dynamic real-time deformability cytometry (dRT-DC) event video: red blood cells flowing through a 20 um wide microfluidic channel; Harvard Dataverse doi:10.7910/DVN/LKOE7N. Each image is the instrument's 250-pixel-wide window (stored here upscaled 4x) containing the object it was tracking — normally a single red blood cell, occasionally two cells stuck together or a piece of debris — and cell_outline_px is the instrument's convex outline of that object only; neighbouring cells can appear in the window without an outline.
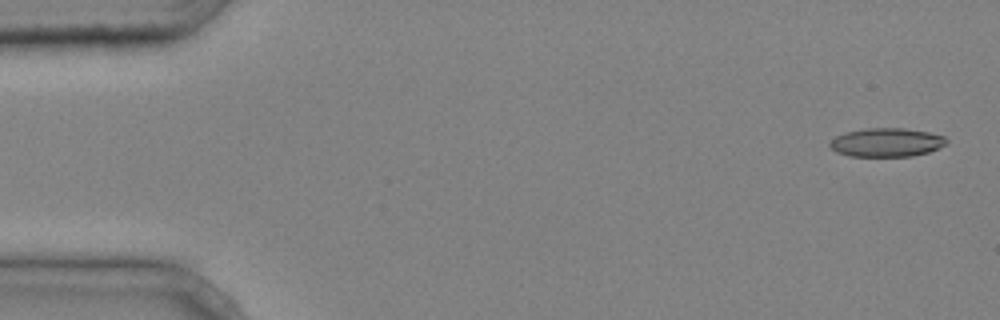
{"species": "common noctule bat (a hibernating species)", "species_latin": "Nyctalus noctula", "temperature_condition": "cold", "stored_images_in_passage": 5, "camera_frame_rate_fps": 3000, "um_per_image_px": 0.085, "animal": {"sex": "male", "body_mass_g": 20.4}, "frame": {"image": 1, "passage_image": 1, "time_ms": 0.0, "image_size_px": [1000, 320], "cell_outline_px": [[948, 140], [944, 144], [928, 152], [912, 156], [848, 156], [836, 152], [828, 144], [836, 136], [848, 132], [868, 128], [904, 128], [928, 132], [944, 136]], "centroid_in_image_um": [75.34, 12.1], "position_along_channel_um": 9.7, "area_um2": 19.25}}
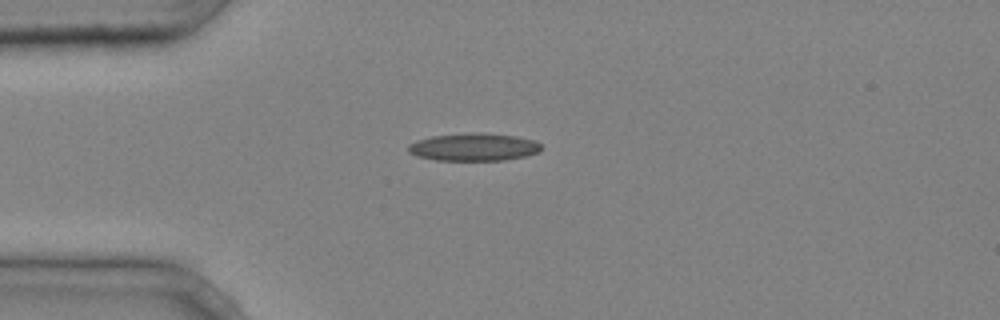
{"frame": {"image": 2, "passage_image": 4, "time_ms": 1.0, "image_size_px": [1000, 320], "cell_outline_px": [[540, 152], [528, 156], [504, 160], [436, 160], [416, 156], [408, 152], [408, 144], [416, 140], [432, 136], [516, 136], [536, 140], [540, 144]], "centroid_in_image_um": [40.27, 12.56], "position_along_channel_um": 44.7, "area_um2": 20.35}}